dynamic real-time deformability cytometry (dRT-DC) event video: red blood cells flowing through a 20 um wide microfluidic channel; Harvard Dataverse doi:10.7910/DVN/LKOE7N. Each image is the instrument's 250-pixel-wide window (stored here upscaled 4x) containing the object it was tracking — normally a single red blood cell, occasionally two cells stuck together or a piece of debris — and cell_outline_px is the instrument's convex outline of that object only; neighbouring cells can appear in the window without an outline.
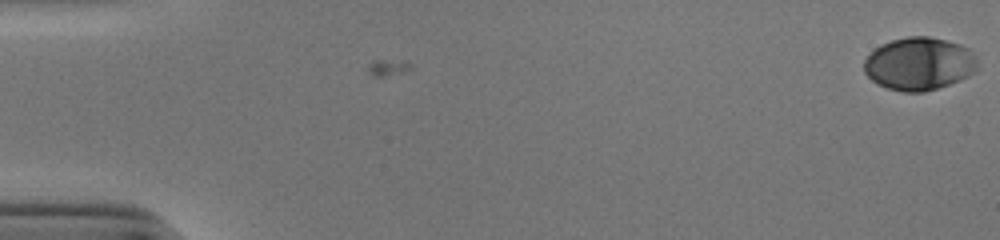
{"species": "human", "species_latin": "Homo sapiens", "temperature_condition": "cold", "stored_images_in_passage": 54, "camera_frame_rate_fps": 3000, "um_per_image_px": 0.085, "donor": {"sex": "male"}, "frame": {"image": 1, "passage_image": 1, "time_ms": 0.0, "image_size_px": [1000, 240], "cell_outline_px": [[976, 72], [960, 80], [924, 92], [904, 92], [888, 88], [876, 84], [864, 72], [864, 60], [880, 44], [892, 40], [908, 36], [928, 36], [960, 44], [968, 48], [976, 60]], "centroid_in_image_um": [78.11, 5.42], "position_along_channel_um": 6.9, "area_um2": 34.8}}
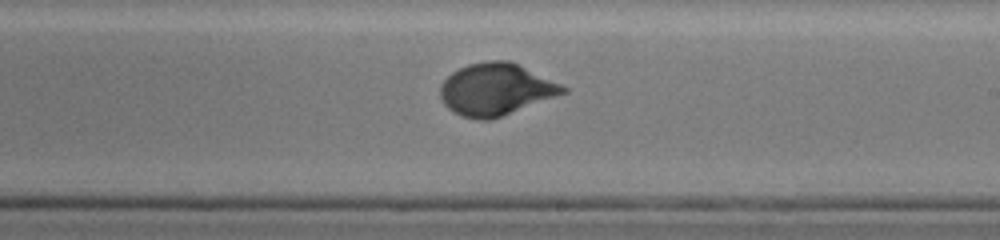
{"frame": {"image": 2, "passage_image": 33, "time_ms": 10.667, "image_size_px": [1000, 240], "cell_outline_px": [[568, 92], [500, 116], [488, 120], [480, 120], [464, 116], [452, 112], [444, 104], [440, 96], [440, 84], [452, 72], [468, 64], [488, 60], [508, 60], [560, 84], [568, 88]], "centroid_in_image_um": [42.11, 7.59], "position_along_channel_um": 246.9, "area_um2": 36.65}}
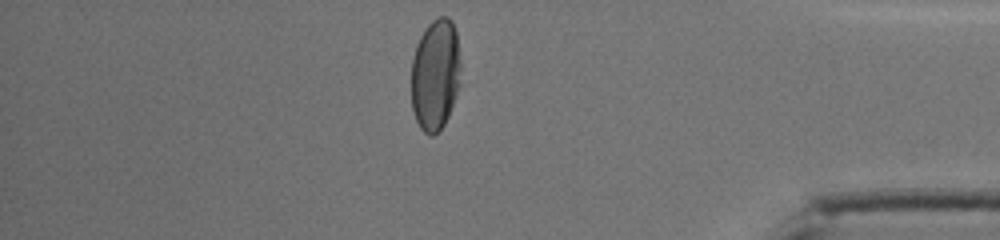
{"frame": {"image": 3, "passage_image": 47, "time_ms": 15.333, "image_size_px": [1000, 240], "cell_outline_px": [[460, 84], [456, 96], [448, 116], [444, 124], [432, 136], [428, 136], [420, 128], [416, 120], [412, 108], [412, 56], [416, 44], [420, 36], [428, 24], [432, 20], [440, 16], [448, 16], [452, 20], [456, 32], [460, 60]], "centroid_in_image_um": [37.0, 6.33], "position_along_channel_um": 398.2, "area_um2": 32.37}, "authors_computed_cell_mechanics": {"area_um2": 34.9979, "velocity_mm_per_s": 3.8729, "shape_relaxation_time_tau1_ms": 4.0696, "shape_relaxation_time_tau2_ms": null, "deformation_change_tau1": 0.1688, "deformation_change_tau2": null}}